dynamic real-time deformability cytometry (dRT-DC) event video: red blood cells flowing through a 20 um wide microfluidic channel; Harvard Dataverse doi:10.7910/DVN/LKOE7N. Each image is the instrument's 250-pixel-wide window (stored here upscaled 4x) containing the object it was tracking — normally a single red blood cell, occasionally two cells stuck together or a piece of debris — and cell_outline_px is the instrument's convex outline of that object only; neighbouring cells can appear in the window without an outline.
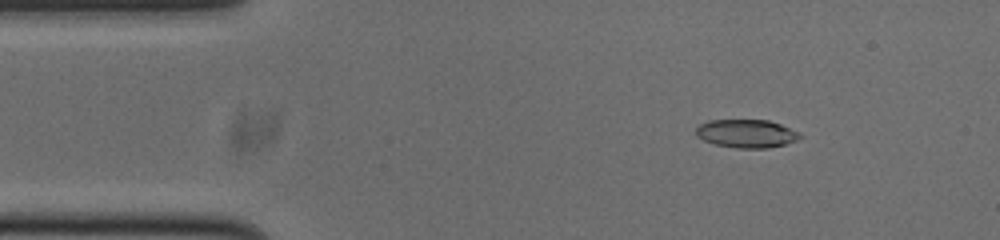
{"species": "common noctule bat (a hibernating species)", "species_latin": "Nyctalus noctula", "temperature_condition": "cold", "stored_images_in_passage": 53, "camera_frame_rate_fps": 3000, "um_per_image_px": 0.085, "animal": {"sex": "male", "body_mass_g": 20.0, "forearm_length_mm": 53.3}, "frame": {"image": 1, "passage_image": 7, "time_ms": 2.0, "image_size_px": [1000, 240], "cell_outline_px": [[804, 136], [796, 140], [784, 144], [768, 148], [736, 148], [716, 144], [704, 140], [696, 136], [696, 128], [700, 124], [708, 120], [768, 120], [780, 124], [800, 132]], "centroid_in_image_um": [63.46, 11.35], "position_along_channel_um": 21.5, "area_um2": 17.11}}
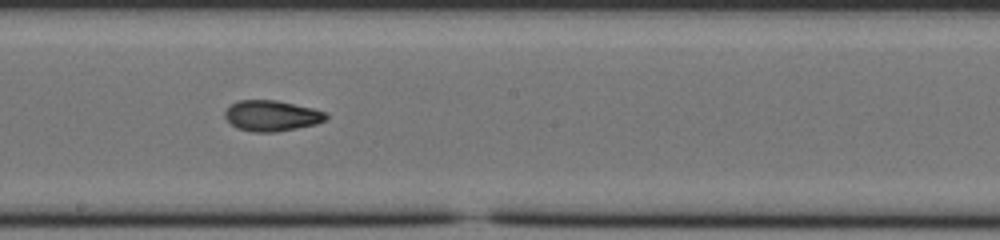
{"frame": {"image": 2, "passage_image": 28, "time_ms": 9.0, "image_size_px": [1000, 240], "cell_outline_px": [[328, 120], [316, 124], [276, 132], [252, 132], [236, 128], [224, 116], [224, 112], [236, 100], [276, 100], [312, 108], [328, 112]], "centroid_in_image_um": [23.12, 9.84], "position_along_channel_um": 225.1, "area_um2": 18.21}}
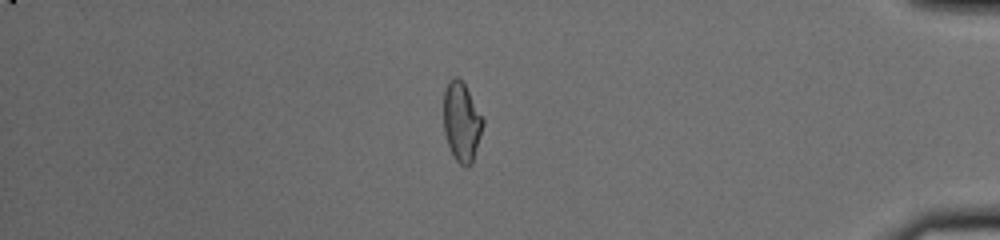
{"frame": {"image": 3, "passage_image": 45, "time_ms": 14.667, "image_size_px": [1000, 240], "cell_outline_px": [[484, 124], [472, 164], [468, 168], [464, 168], [456, 160], [448, 144], [444, 132], [444, 92], [448, 80], [452, 76], [460, 76], [484, 120]], "centroid_in_image_um": [39.24, 10.35], "position_along_channel_um": 396.0, "area_um2": 18.26}, "authors_computed_cell_mechanics": {"area_um2": 18.0914, "velocity_mm_per_s": 3.7843, "shape_relaxation_time_tau1_ms": null, "shape_relaxation_time_tau2_ms": 2.5326, "deformation_change_tau1": null, "deformation_change_tau2": 0.0834}}